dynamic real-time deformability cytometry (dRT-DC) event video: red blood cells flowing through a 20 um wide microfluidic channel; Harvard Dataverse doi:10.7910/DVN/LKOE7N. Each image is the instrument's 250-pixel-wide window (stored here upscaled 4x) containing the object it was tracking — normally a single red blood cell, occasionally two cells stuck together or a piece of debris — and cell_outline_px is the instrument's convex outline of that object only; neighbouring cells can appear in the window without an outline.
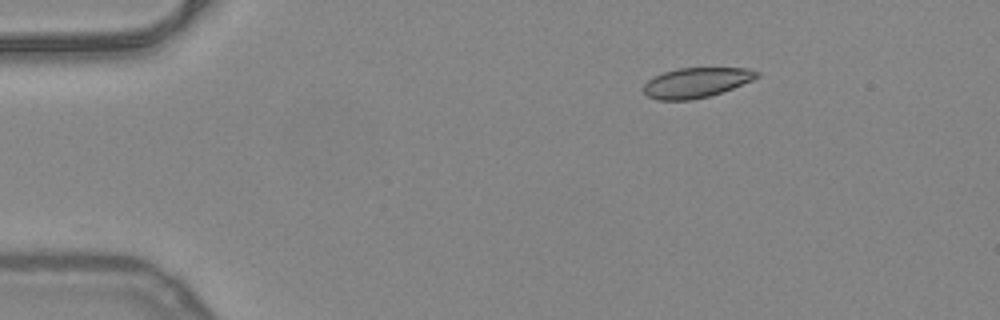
{"species": "common noctule bat (a hibernating species)", "species_latin": "Nyctalus noctula", "temperature_condition": "warm", "stored_images_in_passage": 44, "camera_frame_rate_fps": 3000, "um_per_image_px": 0.085, "animal": {"sex": "female", "body_mass_g": 24.6, "forearm_length_mm": 56.2}, "frame": {"image": 1, "passage_image": 1, "time_ms": 0.0, "image_size_px": [1000, 320], "cell_outline_px": [[760, 76], [752, 80], [732, 88], [708, 96], [692, 100], [656, 100], [648, 96], [644, 92], [644, 84], [648, 80], [664, 72], [680, 68], [748, 68], [760, 72]], "centroid_in_image_um": [59.19, 7.02], "position_along_channel_um": 25.8, "area_um2": 19.59}}
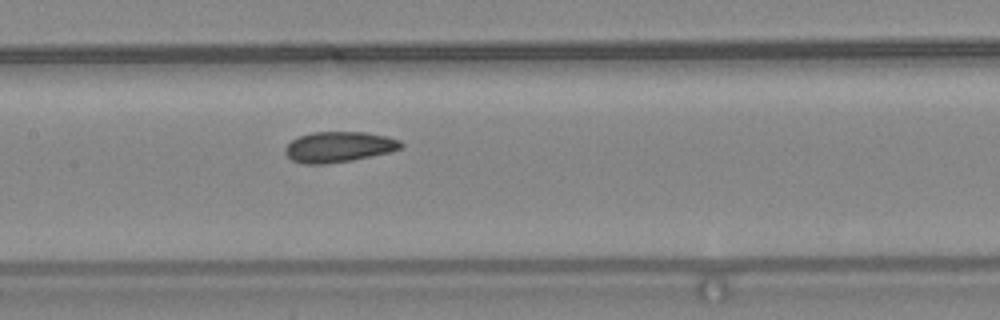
{"frame": {"image": 2, "passage_image": 18, "time_ms": 5.667, "image_size_px": [1000, 320], "cell_outline_px": [[404, 144], [400, 148], [388, 152], [352, 160], [324, 164], [304, 164], [292, 160], [284, 152], [284, 148], [292, 140], [300, 136], [312, 132], [364, 132], [388, 136], [400, 140]], "centroid_in_image_um": [28.79, 12.48], "position_along_channel_um": 178.6, "area_um2": 20.52}}
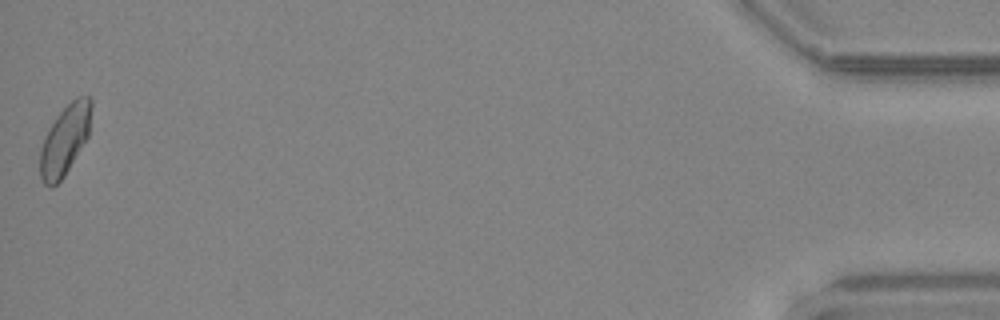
{"frame": {"image": 3, "passage_image": 44, "time_ms": 14.333, "image_size_px": [1000, 320], "cell_outline_px": [[92, 104], [88, 136], [64, 176], [52, 188], [48, 188], [44, 184], [40, 176], [40, 148], [44, 136], [48, 128], [56, 116], [76, 96], [88, 96], [92, 100]], "centroid_in_image_um": [5.49, 11.89], "position_along_channel_um": 429.7, "area_um2": 20.87}}